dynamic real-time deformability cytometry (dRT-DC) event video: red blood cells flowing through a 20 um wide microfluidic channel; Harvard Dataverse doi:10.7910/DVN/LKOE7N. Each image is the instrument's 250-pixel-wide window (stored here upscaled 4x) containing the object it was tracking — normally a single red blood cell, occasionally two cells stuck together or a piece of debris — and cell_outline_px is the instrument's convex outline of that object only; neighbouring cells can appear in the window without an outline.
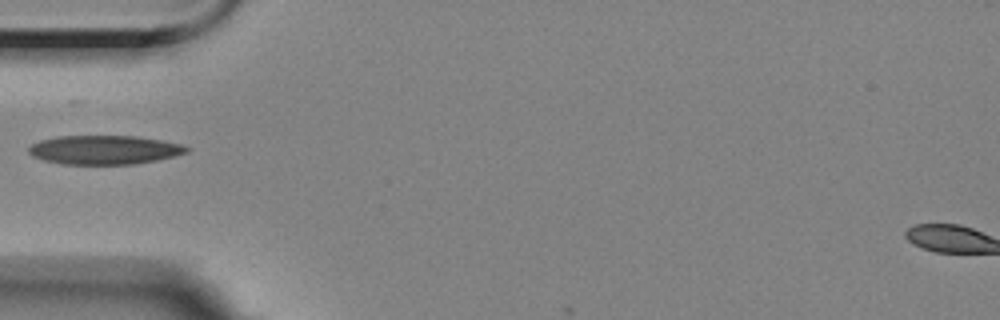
{"species": "Egyptian fruit bat (a non-hibernating species)", "species_latin": "Rousettus aegyptiacus", "temperature_condition": "room temperature", "stored_images_in_passage": 1, "camera_frame_rate_fps": 3000, "um_per_image_px": 0.085, "animal": {"sex": "female"}, "frame": {"image": 1, "passage_image": 1, "time_ms": 0.0, "image_size_px": [1000, 320], "cell_outline_px": [[192, 148], [188, 152], [156, 160], [132, 164], [60, 164], [44, 160], [32, 156], [28, 152], [28, 148], [32, 144], [40, 140], [60, 136], [136, 136], [160, 140], [180, 144]], "centroid_in_image_um": [8.85, 12.74], "position_along_channel_um": 76.2, "area_um2": 26.53}}